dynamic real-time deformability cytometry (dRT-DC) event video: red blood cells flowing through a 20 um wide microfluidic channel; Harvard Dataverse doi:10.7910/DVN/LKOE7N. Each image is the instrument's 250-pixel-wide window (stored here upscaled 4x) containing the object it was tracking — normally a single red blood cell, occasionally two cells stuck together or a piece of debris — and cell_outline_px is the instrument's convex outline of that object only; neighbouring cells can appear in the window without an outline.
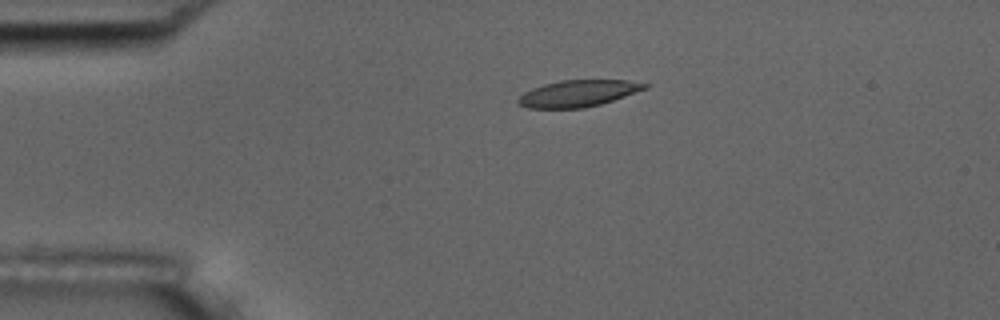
{"species": "common noctule bat (a hibernating species)", "species_latin": "Nyctalus noctula", "temperature_condition": "room temperature", "stored_images_in_passage": 2, "camera_frame_rate_fps": 3000, "um_per_image_px": 0.085, "animal": {"sex": "male", "body_mass_g": 17.5, "forearm_length_mm": 52.3}, "frame": {"image": 1, "passage_image": 1, "time_ms": 0.0, "image_size_px": [1000, 320], "cell_outline_px": [[648, 88], [600, 104], [584, 108], [528, 108], [516, 104], [516, 100], [524, 92], [532, 88], [544, 84], [560, 80], [628, 80], [648, 84]], "centroid_in_image_um": [49.09, 7.94], "position_along_channel_um": 35.9, "area_um2": 19.59}}